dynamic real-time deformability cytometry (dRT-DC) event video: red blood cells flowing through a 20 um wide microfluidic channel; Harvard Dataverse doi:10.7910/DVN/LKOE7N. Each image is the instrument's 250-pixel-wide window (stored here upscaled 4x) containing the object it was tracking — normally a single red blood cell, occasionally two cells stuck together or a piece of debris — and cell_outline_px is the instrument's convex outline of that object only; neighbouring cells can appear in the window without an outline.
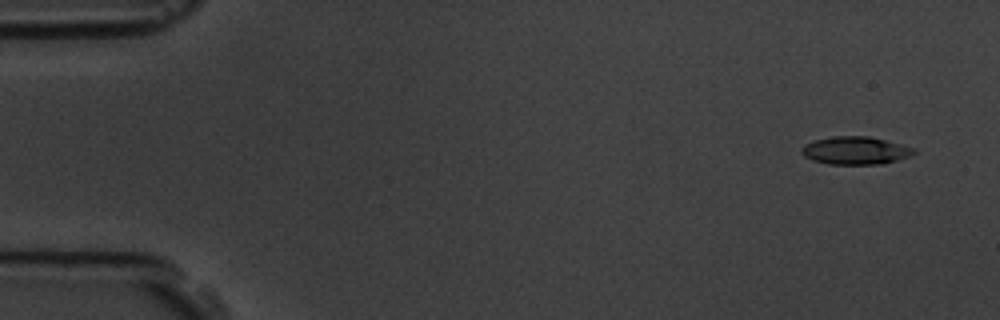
{"species": "common noctule bat (a hibernating species)", "species_latin": "Nyctalus noctula", "temperature_condition": "room temperature", "stored_images_in_passage": 5, "camera_frame_rate_fps": 3000, "um_per_image_px": 0.085, "animal": {"sex": "male", "body_mass_g": 19.5, "forearm_length_mm": 54.6}, "frame": {"image": 1, "passage_image": 1, "time_ms": 0.0, "image_size_px": [1000, 320], "cell_outline_px": [[916, 152], [912, 156], [884, 164], [828, 164], [812, 160], [804, 156], [800, 152], [800, 148], [804, 144], [812, 140], [832, 136], [868, 136], [916, 148]], "centroid_in_image_um": [72.69, 12.79], "position_along_channel_um": 12.3, "area_um2": 18.5}}
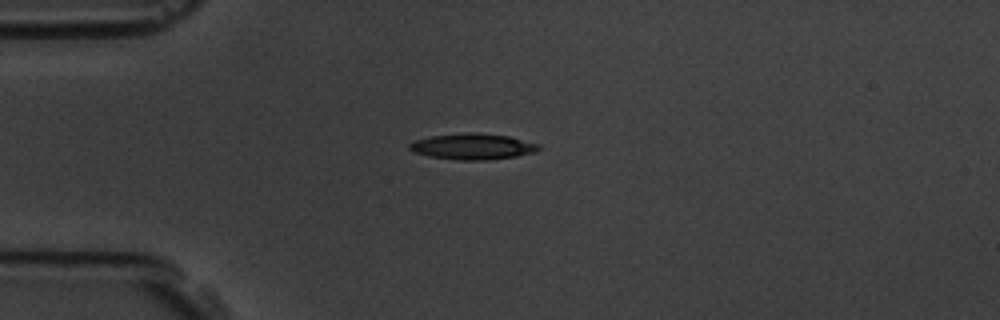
{"frame": {"image": 2, "passage_image": 4, "time_ms": 3.667, "image_size_px": [1000, 320], "cell_outline_px": [[540, 148], [532, 152], [516, 156], [488, 160], [460, 160], [432, 156], [416, 152], [408, 148], [408, 144], [416, 140], [432, 136], [468, 132], [476, 132], [508, 136], [540, 144]], "centroid_in_image_um": [40.2, 12.44], "position_along_channel_um": 44.8, "area_um2": 19.25}}